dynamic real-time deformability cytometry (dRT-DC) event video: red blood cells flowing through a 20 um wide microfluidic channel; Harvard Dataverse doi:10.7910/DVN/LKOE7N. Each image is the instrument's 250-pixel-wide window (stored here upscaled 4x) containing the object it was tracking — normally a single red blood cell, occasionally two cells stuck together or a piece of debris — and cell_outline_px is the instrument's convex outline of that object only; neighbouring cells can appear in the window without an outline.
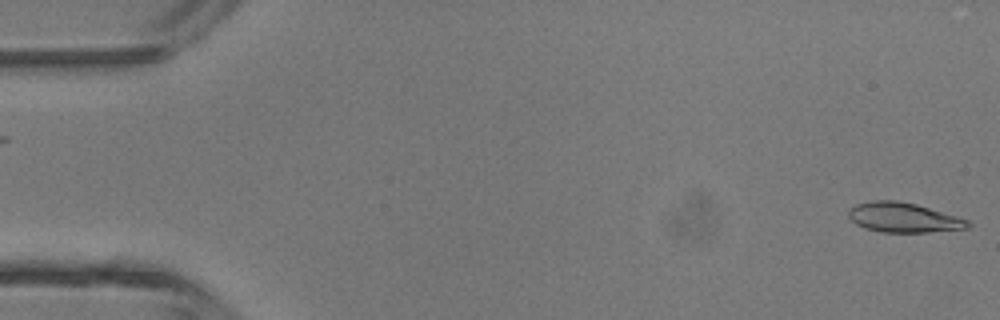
{"species": "common noctule bat (a hibernating species)", "species_latin": "Nyctalus noctula", "temperature_condition": "room temperature", "stored_images_in_passage": 2, "camera_frame_rate_fps": 3000, "um_per_image_px": 0.085, "animal": {"sex": "male", "body_mass_g": 13.3}, "frame": {"image": 1, "passage_image": 2, "time_ms": 1.0, "image_size_px": [1000, 320], "cell_outline_px": [[972, 224], [968, 228], [928, 232], [880, 232], [864, 228], [856, 224], [848, 216], [848, 208], [856, 204], [872, 200], [896, 200], [916, 204], [956, 216], [968, 220]], "centroid_in_image_um": [76.76, 18.49], "position_along_channel_um": 8.2, "area_um2": 20.69}}